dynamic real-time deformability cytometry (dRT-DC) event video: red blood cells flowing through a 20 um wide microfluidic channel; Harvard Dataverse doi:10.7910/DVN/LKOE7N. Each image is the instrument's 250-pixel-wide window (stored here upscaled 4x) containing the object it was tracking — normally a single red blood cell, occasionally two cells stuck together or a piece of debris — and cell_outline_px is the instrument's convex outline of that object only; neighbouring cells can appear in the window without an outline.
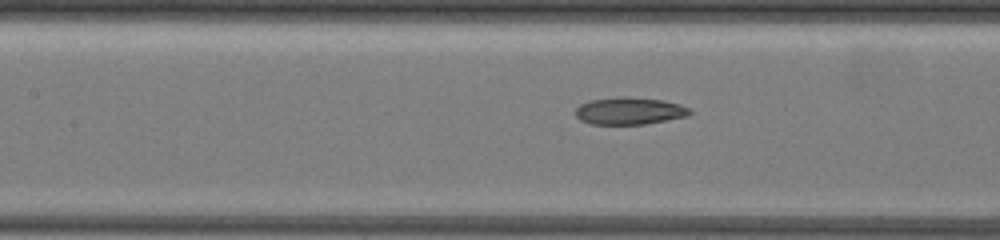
{"species": "common noctule bat (a hibernating species)", "species_latin": "Nyctalus noctula", "temperature_condition": "warm", "stored_images_in_passage": 14, "camera_frame_rate_fps": 3000, "um_per_image_px": 0.085, "animal": {"sex": "female", "body_mass_g": 19.5, "forearm_length_mm": 54.1}, "frame": {"image": 1, "passage_image": 12, "time_ms": 3.667, "image_size_px": [1000, 240], "cell_outline_px": [[692, 112], [688, 116], [644, 124], [592, 124], [580, 120], [576, 116], [576, 108], [580, 104], [588, 100], [620, 96], [628, 96], [664, 100], [680, 104], [692, 108]], "centroid_in_image_um": [53.52, 9.41], "position_along_channel_um": 153.9, "area_um2": 18.38}}